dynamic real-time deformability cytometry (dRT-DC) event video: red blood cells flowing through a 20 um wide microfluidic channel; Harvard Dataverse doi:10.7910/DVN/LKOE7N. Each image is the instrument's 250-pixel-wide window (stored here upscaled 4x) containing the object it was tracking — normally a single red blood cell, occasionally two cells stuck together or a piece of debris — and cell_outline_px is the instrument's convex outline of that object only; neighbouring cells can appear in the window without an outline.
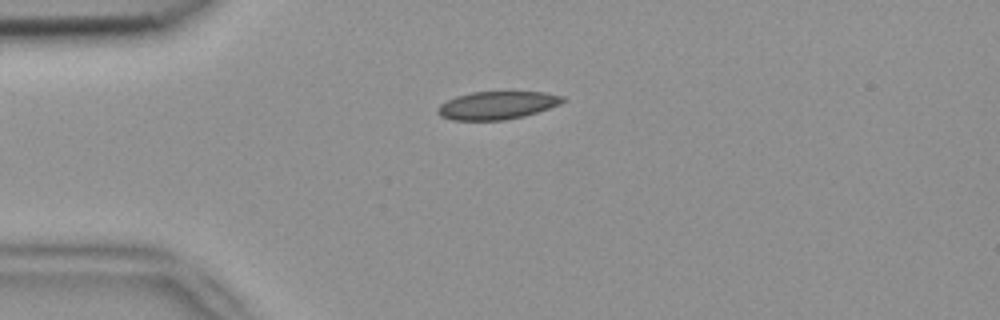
{"species": "common noctule bat (a hibernating species)", "species_latin": "Nyctalus noctula", "temperature_condition": "room temperature", "stored_images_in_passage": 4, "camera_frame_rate_fps": 3000, "um_per_image_px": 0.085, "animal": {"sex": "female", "body_mass_g": 18.4}, "frame": {"image": 1, "passage_image": 1, "time_ms": 0.0, "image_size_px": [1000, 320], "cell_outline_px": [[568, 100], [560, 104], [524, 116], [504, 120], [452, 120], [440, 116], [436, 112], [436, 108], [440, 104], [456, 96], [472, 92], [544, 92], [564, 96]], "centroid_in_image_um": [42.25, 8.95], "position_along_channel_um": 42.8, "area_um2": 20.4}}